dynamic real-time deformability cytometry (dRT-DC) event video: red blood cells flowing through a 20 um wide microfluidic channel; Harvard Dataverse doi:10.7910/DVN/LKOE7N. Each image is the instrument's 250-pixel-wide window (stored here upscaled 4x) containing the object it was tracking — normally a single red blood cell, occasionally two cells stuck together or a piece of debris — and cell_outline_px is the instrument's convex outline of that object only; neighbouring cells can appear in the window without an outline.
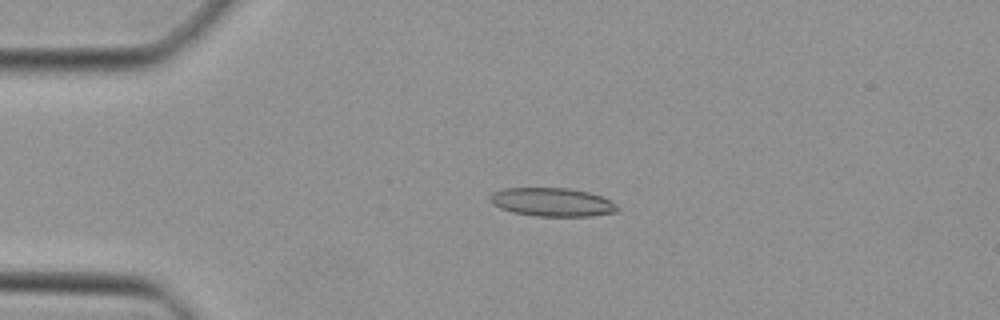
{"species": "Egyptian fruit bat (a non-hibernating species)", "species_latin": "Rousettus aegyptiacus", "temperature_condition": "cold", "stored_images_in_passage": 34, "camera_frame_rate_fps": 3000, "um_per_image_px": 0.085, "animal": {"sex": "female"}, "frame": {"image": 1, "passage_image": 3, "time_ms": 0.667, "image_size_px": [1000, 320], "cell_outline_px": [[620, 208], [616, 212], [592, 216], [536, 216], [512, 212], [500, 208], [492, 204], [488, 200], [488, 196], [492, 192], [504, 188], [568, 188], [588, 192], [612, 200]], "centroid_in_image_um": [46.91, 17.18], "position_along_channel_um": 38.1, "area_um2": 21.39}}
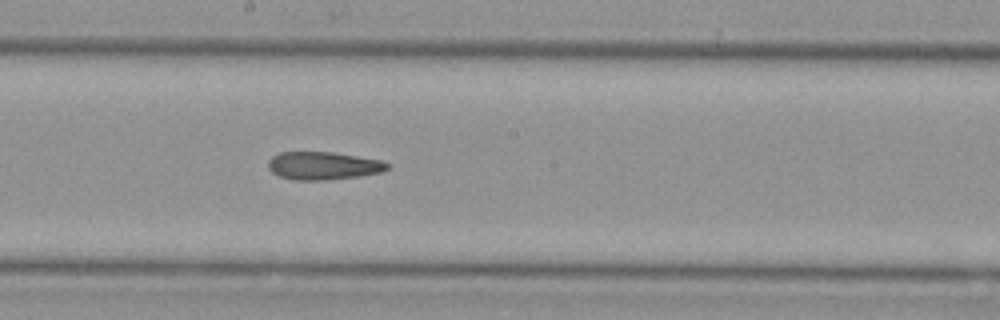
{"frame": {"image": 2, "passage_image": 18, "time_ms": 5.667, "image_size_px": [1000, 320], "cell_outline_px": [[392, 164], [384, 172], [360, 176], [324, 180], [296, 180], [280, 176], [272, 172], [268, 168], [268, 160], [272, 156], [280, 152], [332, 152], [384, 160]], "centroid_in_image_um": [27.53, 14.08], "position_along_channel_um": 220.7, "area_um2": 19.59}}
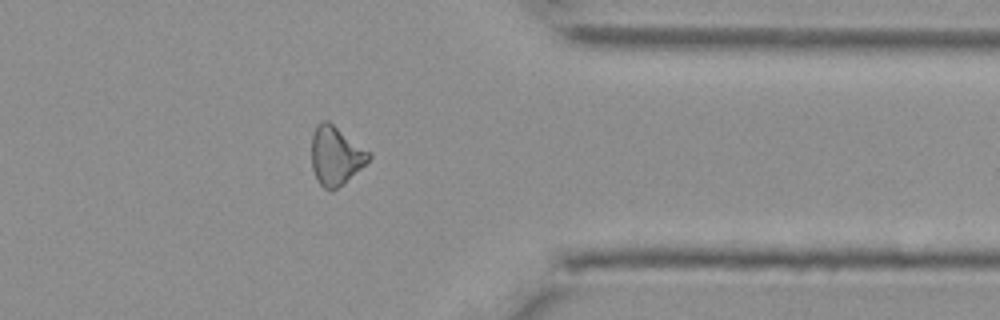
{"frame": {"image": 3, "passage_image": 30, "time_ms": 9.667, "image_size_px": [1000, 320], "cell_outline_px": [[372, 156], [344, 184], [332, 192], [324, 188], [316, 180], [312, 168], [312, 136], [316, 124], [320, 120], [328, 120], [372, 152]], "centroid_in_image_um": [28.53, 13.22], "position_along_channel_um": 382.9, "area_um2": 19.88}}